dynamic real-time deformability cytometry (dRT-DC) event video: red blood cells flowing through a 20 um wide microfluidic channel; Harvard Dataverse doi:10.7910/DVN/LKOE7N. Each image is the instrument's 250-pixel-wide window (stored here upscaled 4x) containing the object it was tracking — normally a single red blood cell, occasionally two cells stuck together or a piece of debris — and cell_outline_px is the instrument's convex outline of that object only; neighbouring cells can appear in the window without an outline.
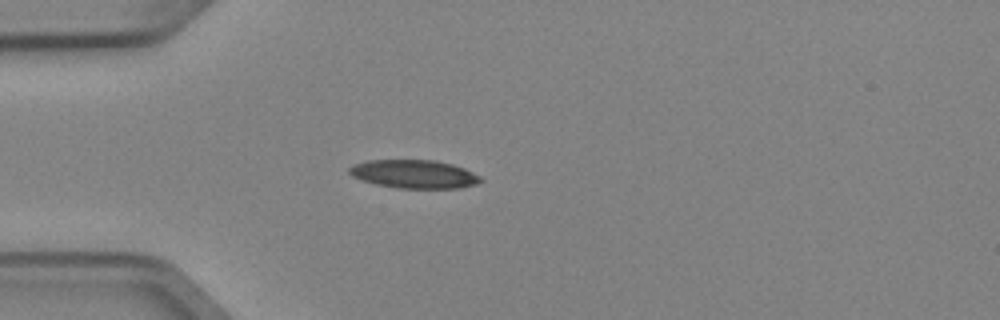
{"species": "Egyptian fruit bat (a non-hibernating species)", "species_latin": "Rousettus aegyptiacus", "temperature_condition": "cold", "stored_images_in_passage": 4, "camera_frame_rate_fps": 3000, "um_per_image_px": 0.085, "animal": {"sex": "female"}, "frame": {"image": 1, "passage_image": 3, "time_ms": 0.667, "image_size_px": [1000, 320], "cell_outline_px": [[484, 180], [476, 184], [460, 188], [400, 188], [376, 184], [360, 180], [352, 176], [348, 172], [348, 168], [352, 164], [368, 160], [436, 160], [452, 164], [464, 168], [480, 176]], "centroid_in_image_um": [35.18, 14.79], "position_along_channel_um": 49.8, "area_um2": 21.85}}